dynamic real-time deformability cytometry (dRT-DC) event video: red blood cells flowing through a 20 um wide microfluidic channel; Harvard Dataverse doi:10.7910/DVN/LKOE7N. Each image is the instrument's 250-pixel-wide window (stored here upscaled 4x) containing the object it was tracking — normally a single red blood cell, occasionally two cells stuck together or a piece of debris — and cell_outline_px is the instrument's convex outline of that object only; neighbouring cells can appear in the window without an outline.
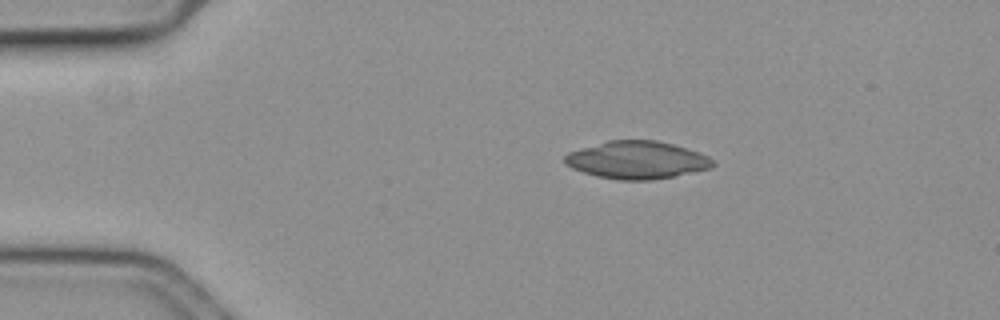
{"species": "common noctule bat (a hibernating species)", "species_latin": "Nyctalus noctula", "temperature_condition": "cold", "stored_images_in_passage": 20, "camera_frame_rate_fps": 3000, "um_per_image_px": 0.085, "animal": {"sex": "female", "body_mass_g": 19.3, "forearm_length_mm": 54.1}, "frame": {"image": 1, "passage_image": 10, "time_ms": 3.0, "image_size_px": [1000, 320], "cell_outline_px": [[716, 164], [708, 168], [676, 176], [652, 180], [620, 180], [596, 176], [572, 168], [564, 160], [564, 156], [568, 152], [580, 148], [608, 140], [656, 140], [672, 144], [708, 156]], "centroid_in_image_um": [54.11, 13.6], "position_along_channel_um": 30.9, "area_um2": 32.19}}